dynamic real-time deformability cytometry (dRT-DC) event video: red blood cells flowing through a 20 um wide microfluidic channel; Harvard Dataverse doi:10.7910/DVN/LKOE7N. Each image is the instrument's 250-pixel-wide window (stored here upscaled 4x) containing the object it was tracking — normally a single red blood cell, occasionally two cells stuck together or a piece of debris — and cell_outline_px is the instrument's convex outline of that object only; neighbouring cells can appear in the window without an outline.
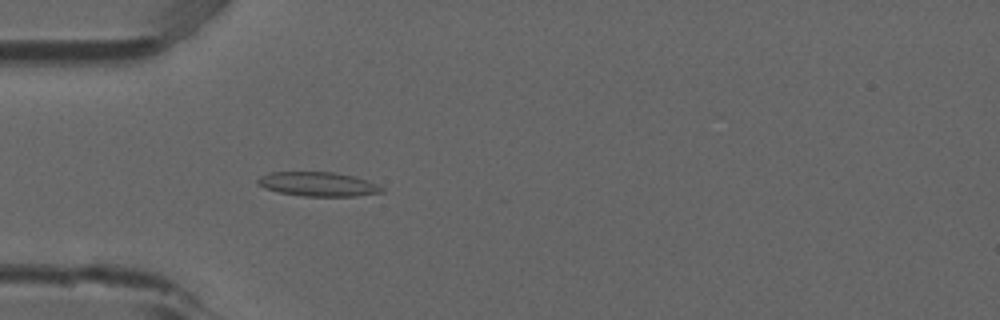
{"species": "common noctule bat (a hibernating species)", "species_latin": "Nyctalus noctula", "temperature_condition": "room temperature", "stored_images_in_passage": 33, "camera_frame_rate_fps": 3000, "um_per_image_px": 0.085, "animal": {"sex": "male", "forearm_length_mm": 52.5}, "frame": {"image": 1, "passage_image": 16, "time_ms": 5.0, "image_size_px": [1000, 320], "cell_outline_px": [[384, 192], [356, 196], [304, 196], [280, 192], [264, 188], [256, 184], [256, 180], [260, 176], [268, 172], [336, 172], [352, 176], [376, 184], [384, 188]], "centroid_in_image_um": [26.99, 15.65], "position_along_channel_um": 58.0, "area_um2": 17.46}}
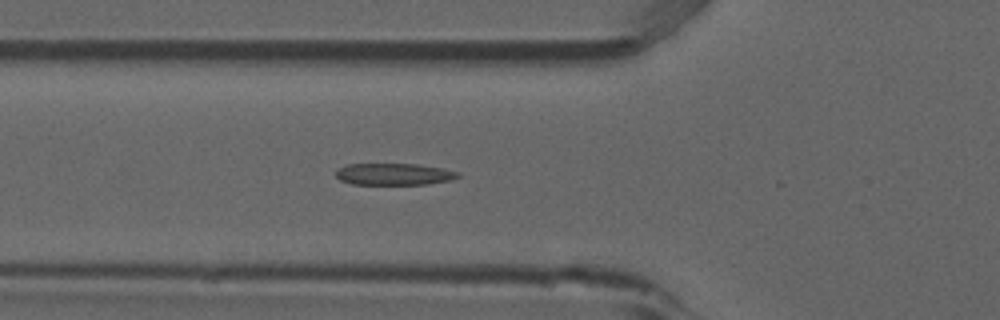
{"frame": {"image": 2, "passage_image": 19, "time_ms": 6.0, "image_size_px": [1000, 320], "cell_outline_px": [[460, 176], [452, 180], [428, 184], [352, 184], [340, 180], [336, 176], [336, 172], [340, 168], [348, 164], [416, 164], [444, 168], [460, 172]], "centroid_in_image_um": [33.54, 14.8], "position_along_channel_um": 92.3, "area_um2": 15.49}}
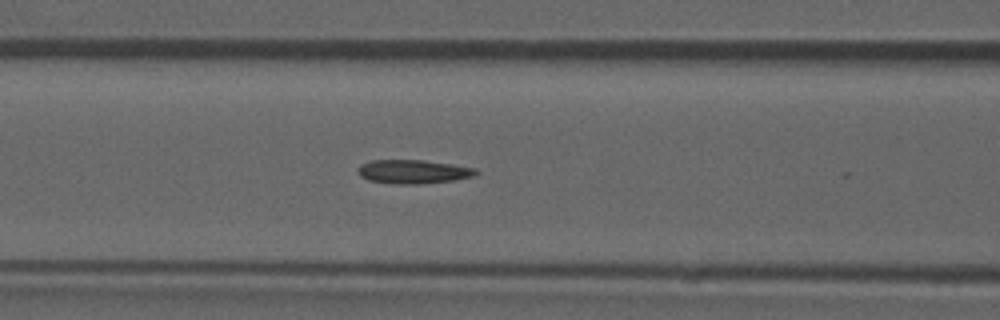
{"frame": {"image": 3, "passage_image": 22, "time_ms": 7.0, "image_size_px": [1000, 320], "cell_outline_px": [[480, 172], [472, 176], [456, 180], [416, 184], [396, 184], [368, 180], [360, 176], [356, 172], [356, 168], [360, 164], [372, 160], [424, 160], [452, 164], [476, 168]], "centroid_in_image_um": [35.1, 14.59], "position_along_channel_um": 131.5, "area_um2": 16.53}}